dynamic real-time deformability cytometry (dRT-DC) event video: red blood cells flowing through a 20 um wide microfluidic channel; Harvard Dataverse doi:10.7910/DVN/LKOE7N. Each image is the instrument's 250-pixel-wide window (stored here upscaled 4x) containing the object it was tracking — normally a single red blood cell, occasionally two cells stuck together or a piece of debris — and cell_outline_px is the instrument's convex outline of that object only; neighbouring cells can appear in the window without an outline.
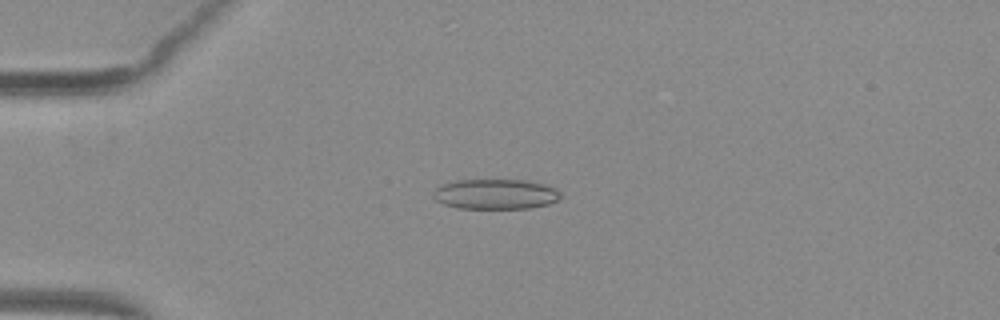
{"species": "common noctule bat (a hibernating species)", "species_latin": "Nyctalus noctula", "temperature_condition": "warm", "stored_images_in_passage": 50, "camera_frame_rate_fps": 3000, "um_per_image_px": 0.085, "animal": {"sex": "female", "body_mass_g": 29.2, "forearm_length_mm": 56.3}, "frame": {"image": 1, "passage_image": 12, "time_ms": 3.667, "image_size_px": [1000, 320], "cell_outline_px": [[564, 196], [548, 204], [528, 208], [460, 208], [444, 204], [436, 200], [432, 196], [432, 192], [436, 188], [444, 184], [460, 180], [528, 180], [544, 184], [556, 188]], "centroid_in_image_um": [42.15, 16.5], "position_along_channel_um": 42.9, "area_um2": 22.31}}
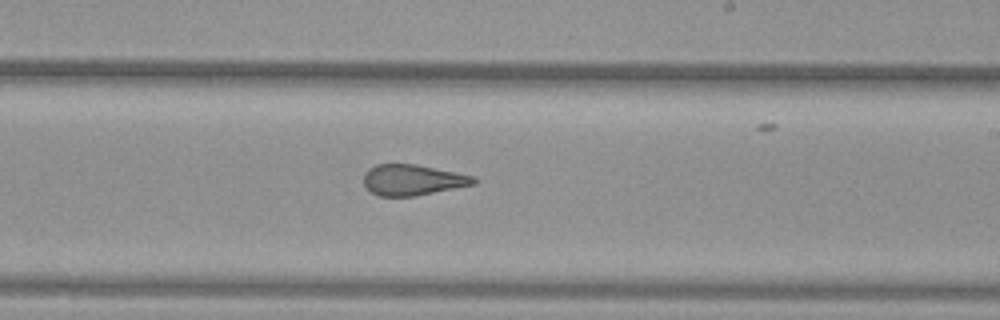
{"frame": {"image": 2, "passage_image": 30, "time_ms": 9.667, "image_size_px": [1000, 320], "cell_outline_px": [[476, 184], [416, 196], [380, 196], [372, 192], [364, 184], [364, 172], [368, 168], [376, 164], [416, 164], [476, 176]], "centroid_in_image_um": [35.09, 15.29], "position_along_channel_um": 253.9, "area_um2": 19.83}}
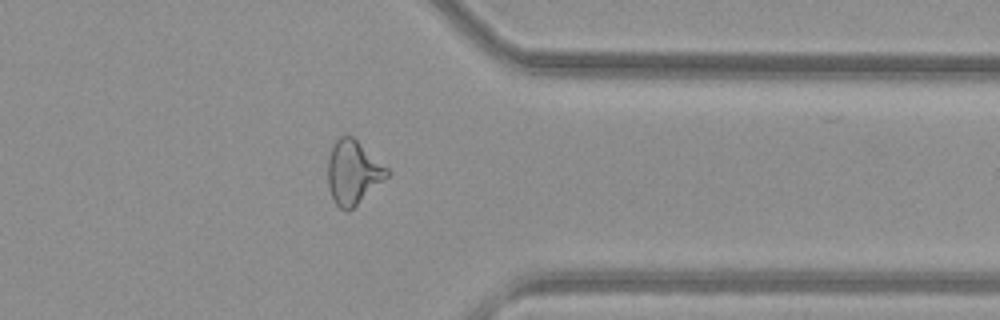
{"frame": {"image": 3, "passage_image": 40, "time_ms": 13.0, "image_size_px": [1000, 320], "cell_outline_px": [[392, 172], [388, 176], [348, 212], [344, 212], [336, 204], [332, 196], [328, 184], [328, 160], [332, 144], [344, 132], [352, 136], [388, 168]], "centroid_in_image_um": [30.0, 14.62], "position_along_channel_um": 381.4, "area_um2": 21.96}, "authors_computed_cell_mechanics": {"area_um2": 22.1085, "velocity_mm_per_s": 4.0166, "shape_relaxation_time_tau1_ms": null, "shape_relaxation_time_tau2_ms": 1.6952, "deformation_change_tau1": null, "deformation_change_tau2": 0.095}}